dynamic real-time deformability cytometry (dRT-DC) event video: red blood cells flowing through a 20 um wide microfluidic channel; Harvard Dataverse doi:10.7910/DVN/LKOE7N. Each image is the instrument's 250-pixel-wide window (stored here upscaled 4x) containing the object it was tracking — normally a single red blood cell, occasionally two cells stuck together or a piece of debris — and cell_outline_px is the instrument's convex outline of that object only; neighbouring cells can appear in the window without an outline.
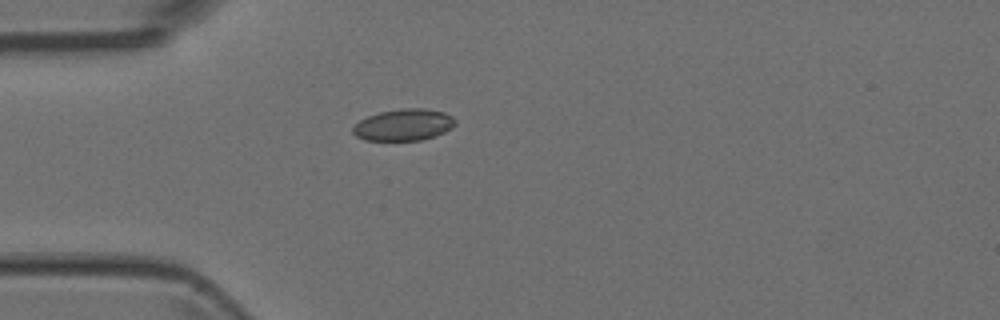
{"species": "Egyptian fruit bat (a non-hibernating species)", "species_latin": "Rousettus aegyptiacus", "temperature_condition": "room temperature", "stored_images_in_passage": 3, "camera_frame_rate_fps": 3000, "um_per_image_px": 0.085, "animal": {"sex": "female"}, "frame": {"image": 1, "passage_image": 3, "time_ms": 0.667, "image_size_px": [1000, 320], "cell_outline_px": [[456, 124], [452, 128], [436, 136], [420, 140], [364, 140], [356, 136], [352, 132], [352, 128], [360, 120], [368, 116], [380, 112], [404, 108], [424, 108], [444, 112], [452, 116], [456, 120]], "centroid_in_image_um": [34.34, 10.61], "position_along_channel_um": 50.7, "area_um2": 18.9}}